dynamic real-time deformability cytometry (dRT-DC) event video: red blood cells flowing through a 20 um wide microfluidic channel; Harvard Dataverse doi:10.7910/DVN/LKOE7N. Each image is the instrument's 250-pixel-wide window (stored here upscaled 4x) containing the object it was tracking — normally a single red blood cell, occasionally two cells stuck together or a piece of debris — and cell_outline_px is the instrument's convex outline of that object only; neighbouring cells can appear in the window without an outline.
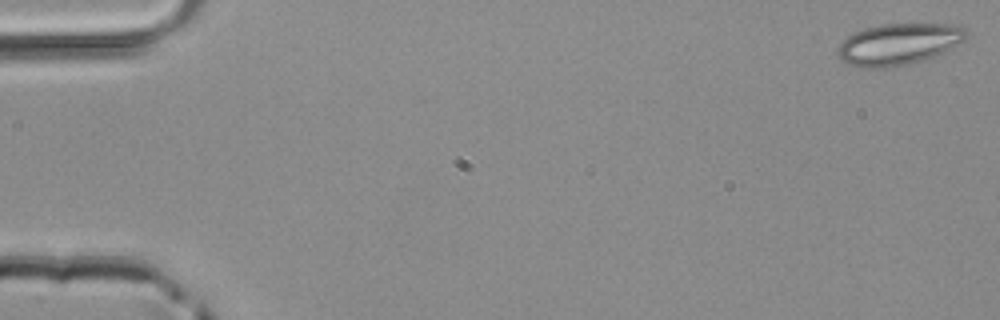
{"species": "common noctule bat (a hibernating species)", "species_latin": "Nyctalus noctula", "temperature_condition": "room temperature", "stored_images_in_passage": 49, "segment_of_instrument_passage": [1, 2], "camera_frame_rate_fps": 3000, "um_per_image_px": 0.085, "animal": {"sex": "male", "body_mass_g": 20.4}, "frame": {"image": 1, "passage_image": 1, "time_ms": 0.0, "image_size_px": [1000, 320], "cell_outline_px": [[968, 36], [964, 40], [932, 56], [908, 64], [876, 68], [864, 68], [848, 64], [840, 60], [836, 52], [836, 48], [848, 36], [864, 28], [880, 24], [952, 24], [964, 28], [968, 32]], "centroid_in_image_um": [76.32, 3.74], "position_along_channel_um": 8.7, "area_um2": 30.63}}